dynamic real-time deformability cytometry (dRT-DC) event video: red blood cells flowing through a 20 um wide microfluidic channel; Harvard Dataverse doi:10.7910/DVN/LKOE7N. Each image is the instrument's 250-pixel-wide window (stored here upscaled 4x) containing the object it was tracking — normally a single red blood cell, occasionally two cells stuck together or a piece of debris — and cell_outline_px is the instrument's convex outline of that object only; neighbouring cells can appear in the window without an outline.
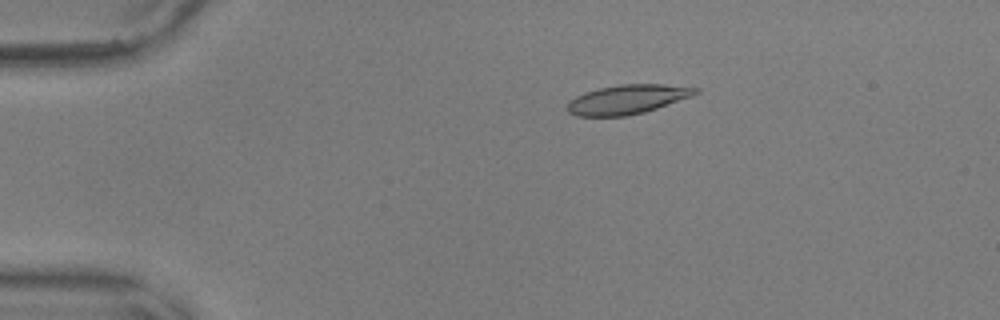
{"species": "common noctule bat (a hibernating species)", "species_latin": "Nyctalus noctula", "temperature_condition": "warm", "stored_images_in_passage": 56, "camera_frame_rate_fps": 3000, "um_per_image_px": 0.085, "animal": {"sex": "male", "body_mass_g": 17.9, "forearm_length_mm": 54.2}, "frame": {"image": 1, "passage_image": 11, "time_ms": 3.333, "image_size_px": [1000, 320], "cell_outline_px": [[700, 92], [692, 96], [644, 112], [628, 116], [576, 116], [568, 112], [564, 108], [568, 100], [584, 92], [600, 88], [620, 84], [664, 84], [700, 88]], "centroid_in_image_um": [53.28, 8.45], "position_along_channel_um": 31.7, "area_um2": 22.02}}
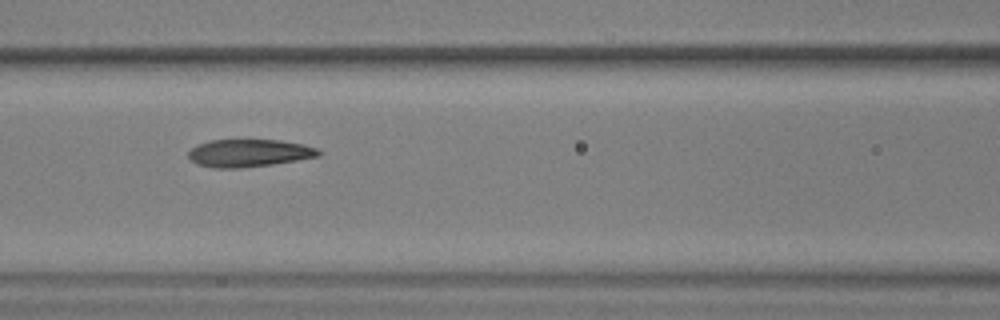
{"frame": {"image": 2, "passage_image": 25, "time_ms": 8.0, "image_size_px": [1000, 320], "cell_outline_px": [[324, 152], [320, 156], [272, 164], [240, 168], [212, 168], [196, 164], [188, 156], [188, 152], [196, 144], [212, 140], [280, 140], [304, 144], [316, 148]], "centroid_in_image_um": [21.17, 13.01], "position_along_channel_um": 145.4, "area_um2": 21.04}}
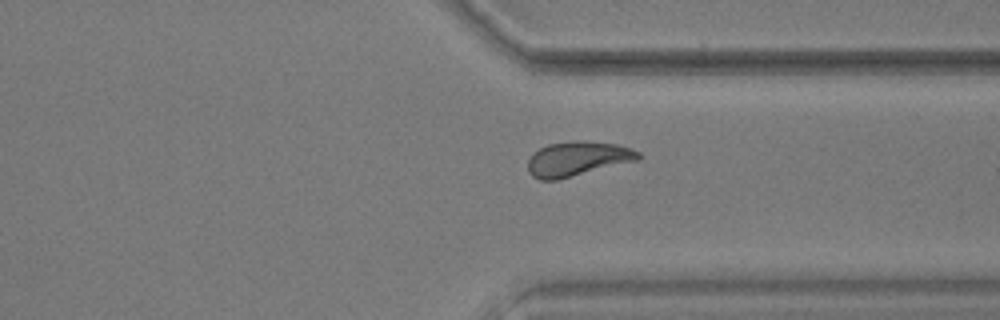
{"frame": {"image": 3, "passage_image": 43, "time_ms": 14.0, "image_size_px": [1000, 320], "cell_outline_px": [[640, 160], [556, 180], [540, 180], [532, 176], [528, 172], [528, 160], [532, 152], [548, 144], [572, 140], [576, 140], [616, 144], [640, 152]], "centroid_in_image_um": [49.06, 13.5], "position_along_channel_um": 362.3, "area_um2": 22.31}, "authors_computed_cell_mechanics": {"area_um2": 21.7328, "velocity_mm_per_s": 3.6127, "shape_relaxation_time_tau1_ms": 7.9455, "shape_relaxation_time_tau2_ms": 1.1412, "deformation_change_tau1": 0.2279, "deformation_change_tau2": 0.0805}}